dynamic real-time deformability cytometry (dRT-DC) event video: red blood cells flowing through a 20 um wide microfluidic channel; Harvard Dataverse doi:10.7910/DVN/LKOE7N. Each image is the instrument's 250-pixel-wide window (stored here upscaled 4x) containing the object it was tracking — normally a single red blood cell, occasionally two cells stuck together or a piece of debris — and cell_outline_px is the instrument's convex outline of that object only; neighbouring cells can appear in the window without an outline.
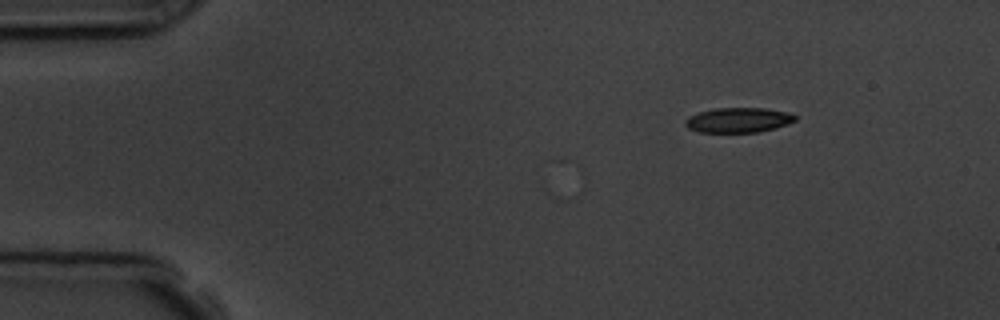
{"species": "common noctule bat (a hibernating species)", "species_latin": "Nyctalus noctula", "temperature_condition": "room temperature", "stored_images_in_passage": 6, "camera_frame_rate_fps": 3000, "um_per_image_px": 0.085, "animal": {"sex": "male", "body_mass_g": 19.5, "forearm_length_mm": 54.6}, "frame": {"image": 1, "passage_image": 1, "time_ms": 0.0, "image_size_px": [1000, 320], "cell_outline_px": [[796, 120], [788, 124], [776, 128], [760, 132], [700, 132], [688, 128], [684, 124], [684, 120], [688, 116], [700, 112], [716, 108], [764, 108], [788, 112], [796, 116]], "centroid_in_image_um": [62.76, 10.21], "position_along_channel_um": 22.2, "area_um2": 16.01}}
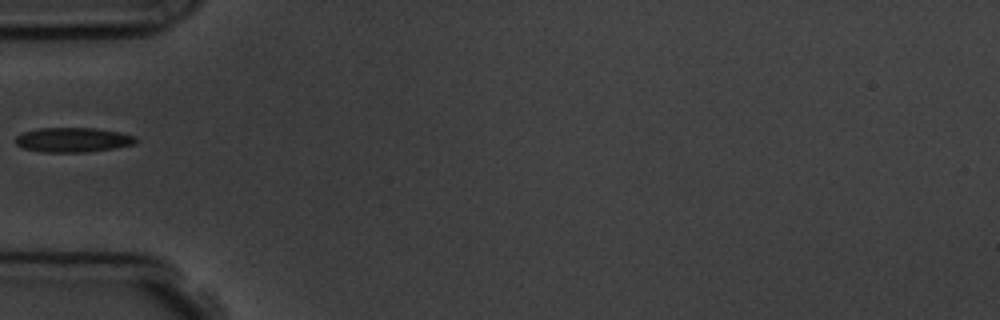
{"frame": {"image": 2, "passage_image": 4, "time_ms": 3.667, "image_size_px": [1000, 320], "cell_outline_px": [[136, 140], [132, 144], [116, 148], [84, 152], [40, 152], [20, 148], [16, 144], [16, 136], [24, 132], [36, 128], [96, 128], [120, 132], [136, 136]], "centroid_in_image_um": [6.16, 11.89], "position_along_channel_um": 78.8, "area_um2": 17.34}}